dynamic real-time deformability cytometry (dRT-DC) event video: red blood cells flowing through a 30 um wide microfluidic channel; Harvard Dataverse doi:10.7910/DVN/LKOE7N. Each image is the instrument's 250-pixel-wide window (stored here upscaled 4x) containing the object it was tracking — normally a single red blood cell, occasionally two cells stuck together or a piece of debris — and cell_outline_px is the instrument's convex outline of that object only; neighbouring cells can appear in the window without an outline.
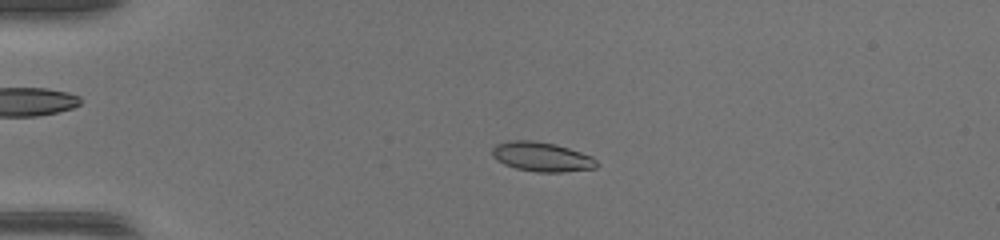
{"species": "common noctule bat (a hibernating species)", "species_latin": "Nyctalus noctula", "temperature_condition": "warm", "stored_images_in_passage": 45, "camera_frame_rate_fps": 3000, "um_per_image_px": 0.085, "animal": {"sex": "female", "body_mass_g": 17.0, "forearm_length_mm": 48.0}, "frame": {"image": 1, "passage_image": 8, "time_ms": 2.333, "image_size_px": [1000, 240], "cell_outline_px": [[600, 164], [596, 168], [564, 172], [536, 172], [516, 168], [504, 164], [496, 160], [492, 156], [492, 148], [496, 144], [508, 140], [532, 140], [556, 144], [592, 156]], "centroid_in_image_um": [46.05, 13.32], "position_along_channel_um": 39.0, "area_um2": 18.09}}
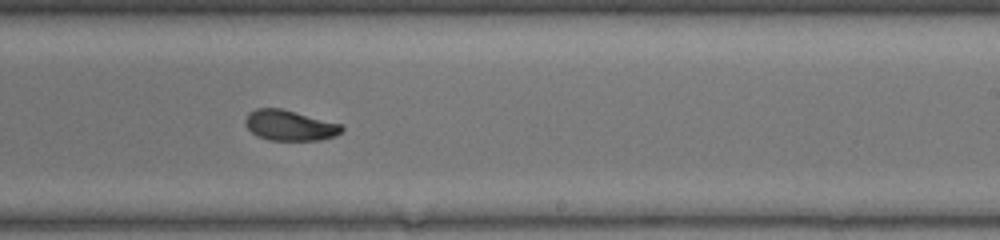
{"frame": {"image": 2, "passage_image": 27, "time_ms": 8.667, "image_size_px": [1000, 240], "cell_outline_px": [[344, 128], [336, 136], [320, 140], [268, 140], [256, 136], [244, 124], [244, 120], [248, 112], [256, 108], [280, 108], [340, 124]], "centroid_in_image_um": [24.57, 10.66], "position_along_channel_um": 264.4, "area_um2": 17.05}}
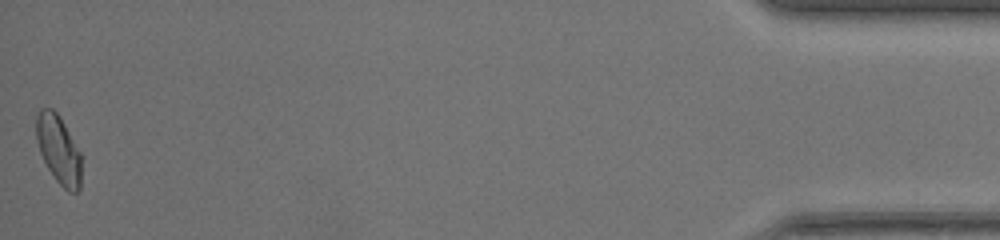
{"frame": {"image": 3, "passage_image": 45, "time_ms": 14.667, "image_size_px": [1000, 240], "cell_outline_px": [[80, 188], [76, 192], [68, 192], [56, 180], [48, 168], [40, 152], [36, 140], [36, 112], [40, 108], [52, 108], [56, 112], [64, 124], [80, 152]], "centroid_in_image_um": [4.95, 12.69], "position_along_channel_um": 430.2, "area_um2": 17.74}, "authors_computed_cell_mechanics": {"area_um2": 17.7446, "velocity_mm_per_s": 4.2824, "shape_relaxation_time_tau1_ms": 7.0674, "shape_relaxation_time_tau2_ms": 1.5566, "deformation_change_tau1": 0.1773, "deformation_change_tau2": 0.0583}}